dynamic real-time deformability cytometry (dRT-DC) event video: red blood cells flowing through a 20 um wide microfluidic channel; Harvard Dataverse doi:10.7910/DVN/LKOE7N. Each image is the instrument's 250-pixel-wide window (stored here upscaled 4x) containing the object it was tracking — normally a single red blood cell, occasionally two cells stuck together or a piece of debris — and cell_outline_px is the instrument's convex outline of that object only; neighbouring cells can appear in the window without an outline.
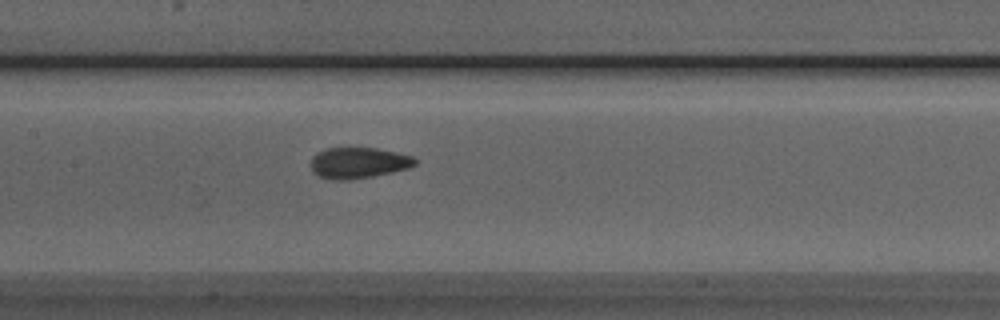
{"species": "Egyptian fruit bat (a non-hibernating species)", "species_latin": "Rousettus aegyptiacus", "temperature_condition": "room temperature", "stored_images_in_passage": 35, "camera_frame_rate_fps": 3000, "um_per_image_px": 0.085, "animal": {"sex": "male"}, "frame": {"image": 1, "passage_image": 18, "time_ms": 5.667, "image_size_px": [1000, 320], "cell_outline_px": [[416, 164], [408, 168], [392, 172], [372, 176], [348, 180], [332, 180], [320, 176], [312, 172], [308, 164], [312, 156], [316, 152], [328, 148], [376, 148], [396, 152], [412, 156], [416, 160]], "centroid_in_image_um": [30.4, 13.84], "position_along_channel_um": 177.0, "area_um2": 18.96}}
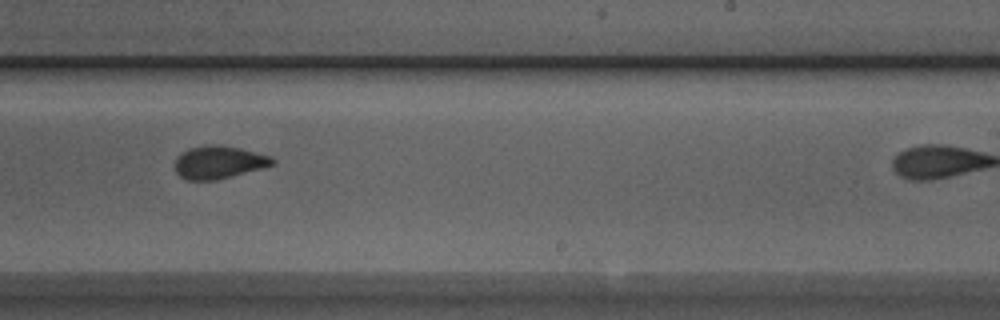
{"frame": {"image": 2, "passage_image": 25, "time_ms": 8.0, "image_size_px": [1000, 320], "cell_outline_px": [[276, 164], [264, 168], [216, 180], [184, 180], [176, 172], [176, 156], [180, 152], [188, 148], [208, 144], [220, 144], [240, 148], [272, 156], [276, 160]], "centroid_in_image_um": [18.62, 13.78], "position_along_channel_um": 270.4, "area_um2": 19.02}}
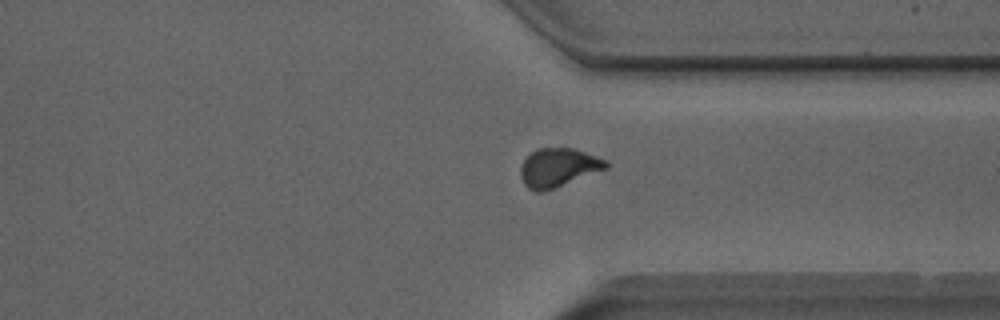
{"frame": {"image": 3, "passage_image": 32, "time_ms": 10.333, "image_size_px": [1000, 320], "cell_outline_px": [[608, 168], [544, 192], [536, 192], [528, 188], [524, 184], [520, 176], [520, 168], [524, 160], [536, 148], [572, 148], [608, 160]], "centroid_in_image_um": [47.44, 14.25], "position_along_channel_um": 364.0, "area_um2": 19.25}}